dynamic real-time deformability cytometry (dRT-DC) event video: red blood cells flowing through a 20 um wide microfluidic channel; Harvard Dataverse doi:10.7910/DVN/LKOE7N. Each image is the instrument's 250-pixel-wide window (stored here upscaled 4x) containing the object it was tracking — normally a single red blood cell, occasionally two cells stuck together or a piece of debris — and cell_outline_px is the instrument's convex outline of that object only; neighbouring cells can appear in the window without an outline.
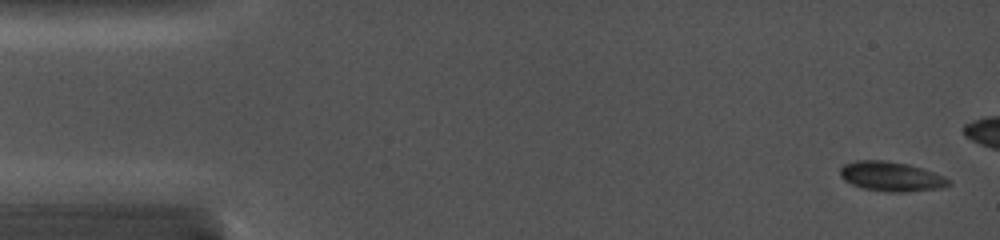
{"species": "common noctule bat (a hibernating species)", "species_latin": "Nyctalus noctula", "temperature_condition": "cold", "stored_images_in_passage": 30, "camera_frame_rate_fps": 5000, "um_per_image_px": 0.085, "animal": {"sex": "female", "body_mass_g": 19.0, "forearm_length_mm": 56.7}, "frame": {"image": 1, "passage_image": 1, "time_ms": 0.0, "image_size_px": [1000, 240], "cell_outline_px": [[952, 184], [944, 188], [904, 192], [892, 192], [860, 188], [844, 180], [840, 176], [840, 168], [844, 164], [856, 160], [884, 160], [908, 164], [944, 176], [952, 180]], "centroid_in_image_um": [75.76, 15.01], "position_along_channel_um": 9.2, "area_um2": 18.84}}
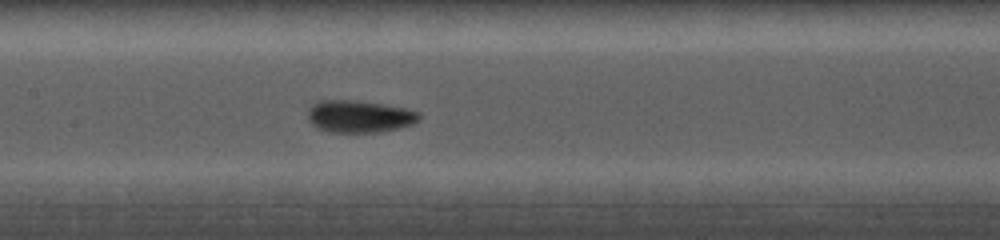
{"frame": {"image": 2, "passage_image": 15, "time_ms": 7.4, "image_size_px": [1000, 240], "cell_outline_px": [[420, 120], [412, 124], [400, 128], [380, 132], [328, 132], [316, 128], [308, 120], [308, 108], [312, 104], [320, 100], [352, 100], [384, 104], [404, 108], [420, 112]], "centroid_in_image_um": [30.53, 9.9], "position_along_channel_um": 176.9, "area_um2": 21.1}}
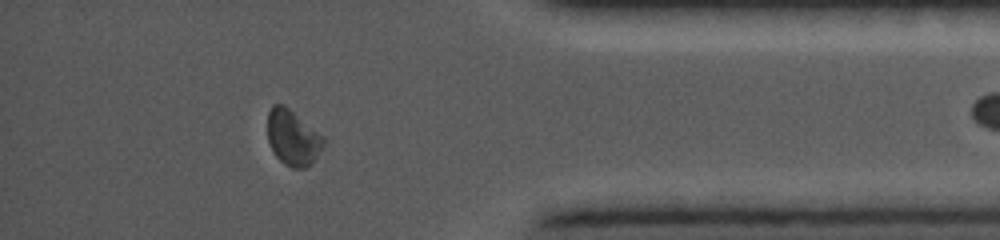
{"frame": {"image": 3, "passage_image": 26, "time_ms": 13.6, "image_size_px": [1000, 240], "cell_outline_px": [[324, 144], [312, 164], [304, 168], [292, 168], [284, 164], [276, 156], [268, 140], [268, 112], [272, 104], [284, 104], [324, 136]], "centroid_in_image_um": [24.89, 11.69], "position_along_channel_um": 410.3, "area_um2": 18.09}}